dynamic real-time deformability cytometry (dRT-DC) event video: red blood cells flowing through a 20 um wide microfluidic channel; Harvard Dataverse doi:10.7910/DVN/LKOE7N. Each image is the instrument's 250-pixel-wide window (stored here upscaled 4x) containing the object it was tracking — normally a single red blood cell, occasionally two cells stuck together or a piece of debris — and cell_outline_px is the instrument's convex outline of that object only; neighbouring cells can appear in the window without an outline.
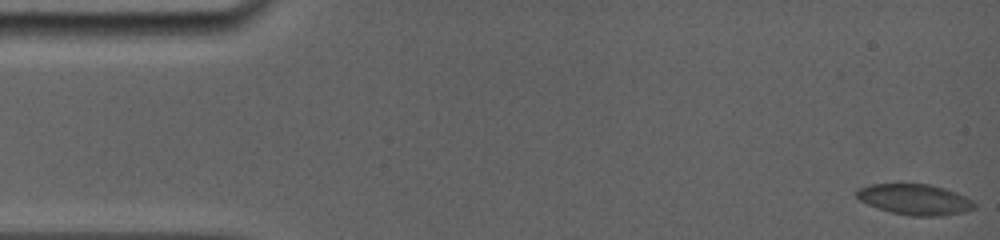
{"species": "common noctule bat (a hibernating species)", "species_latin": "Nyctalus noctula", "temperature_condition": "room temperature", "stored_images_in_passage": 72, "camera_frame_rate_fps": 5000, "um_per_image_px": 0.085, "animal": {"sex": "female", "body_mass_g": 19.0, "forearm_length_mm": 56.7}, "frame": {"image": 1, "passage_image": 1, "time_ms": 0.0, "image_size_px": [1000, 240], "cell_outline_px": [[976, 208], [964, 212], [940, 216], [912, 216], [892, 212], [876, 208], [860, 200], [856, 196], [856, 188], [872, 184], [928, 184], [944, 188], [956, 192], [972, 200], [976, 204]], "centroid_in_image_um": [77.76, 16.95], "position_along_channel_um": 7.2, "area_um2": 21.1}}
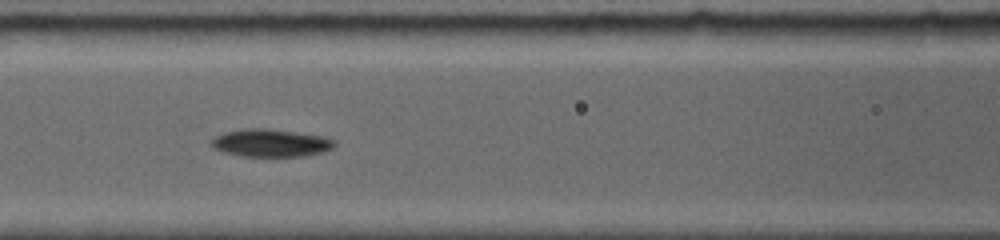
{"frame": {"image": 2, "passage_image": 31, "time_ms": 6.8, "image_size_px": [1000, 240], "cell_outline_px": [[336, 144], [332, 148], [324, 152], [304, 156], [240, 156], [224, 152], [212, 148], [212, 140], [216, 136], [224, 132], [244, 128], [264, 128], [296, 132], [324, 136], [336, 140]], "centroid_in_image_um": [23.03, 12.15], "position_along_channel_um": 143.6, "area_um2": 19.94}}
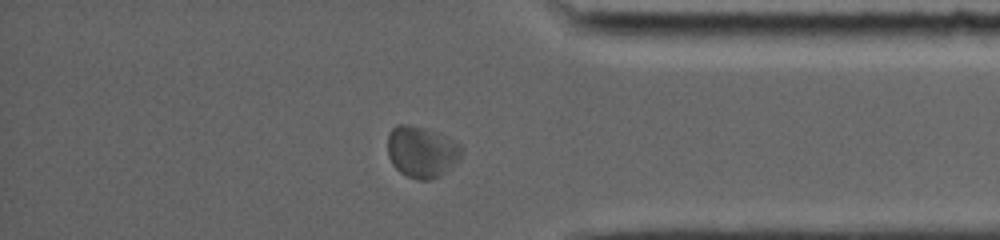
{"frame": {"image": 3, "passage_image": 62, "time_ms": 13.6, "image_size_px": [1000, 240], "cell_outline_px": [[464, 152], [460, 160], [452, 168], [440, 176], [428, 180], [416, 180], [400, 172], [392, 164], [388, 156], [388, 132], [396, 124], [408, 124], [424, 128], [452, 140], [460, 144], [464, 148]], "centroid_in_image_um": [35.86, 12.92], "position_along_channel_um": 399.3, "area_um2": 22.37}, "authors_computed_cell_mechanics": {"area_um2": 20.1722, "velocity_mm_per_s": 3.8328, "shape_relaxation_time_tau1_ms": 7.0437, "shape_relaxation_time_tau2_ms": 1.457, "deformation_change_tau1": 0.1485, "deformation_change_tau2": 0.0664}}